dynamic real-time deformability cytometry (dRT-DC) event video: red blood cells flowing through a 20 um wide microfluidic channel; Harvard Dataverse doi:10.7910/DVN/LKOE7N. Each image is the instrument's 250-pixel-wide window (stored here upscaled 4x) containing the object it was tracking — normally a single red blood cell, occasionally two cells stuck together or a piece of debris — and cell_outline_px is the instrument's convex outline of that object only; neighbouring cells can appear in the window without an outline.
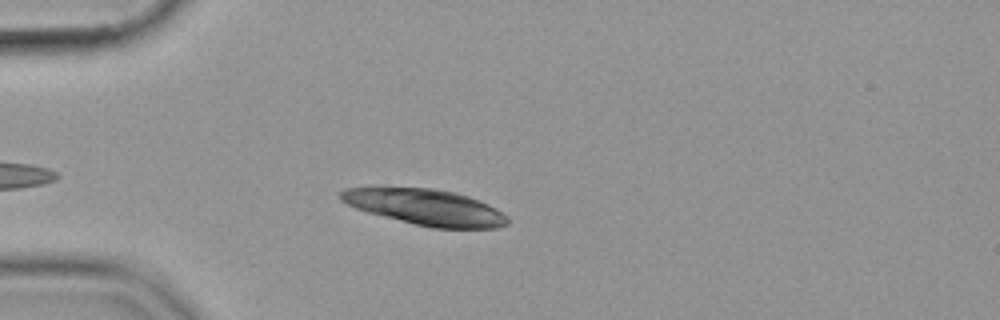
{"species": "common noctule bat (a hibernating species)", "species_latin": "Nyctalus noctula", "temperature_condition": "cold", "stored_images_in_passage": 43, "camera_frame_rate_fps": 3000, "um_per_image_px": 0.085, "animal": {"sex": "female", "body_mass_g": 19.9}, "frame": {"image": 1, "passage_image": 7, "time_ms": 2.0, "image_size_px": [1000, 320], "cell_outline_px": [[508, 224], [500, 228], [432, 228], [368, 212], [356, 208], [340, 200], [340, 192], [344, 188], [432, 188], [456, 192], [468, 196], [488, 204], [496, 208], [508, 216]], "centroid_in_image_um": [36.22, 17.61], "position_along_channel_um": 48.8, "area_um2": 34.62}}